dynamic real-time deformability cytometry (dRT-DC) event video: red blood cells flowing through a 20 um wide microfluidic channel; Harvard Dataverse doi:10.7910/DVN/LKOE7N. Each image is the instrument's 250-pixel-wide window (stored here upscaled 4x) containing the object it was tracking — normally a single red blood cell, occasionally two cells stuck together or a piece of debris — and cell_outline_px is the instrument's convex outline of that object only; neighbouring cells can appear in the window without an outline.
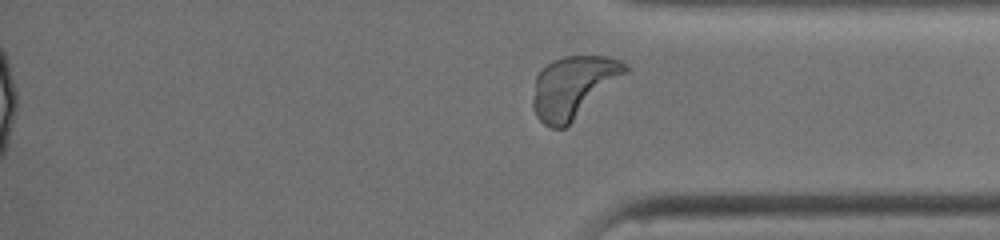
{"species": "common noctule bat (a hibernating species)", "species_latin": "Nyctalus noctula", "temperature_condition": "warm", "stored_images_in_passage": 47, "segment_of_instrument_passage": [2, 2], "camera_frame_rate_fps": 3000, "um_per_image_px": 0.085, "animal": {"sex": "female", "body_mass_g": 19.0, "forearm_length_mm": 51.5}, "frame": {"image": 1, "passage_image": 47, "time_ms": 12.667, "image_size_px": [1000, 240], "cell_outline_px": [[628, 72], [564, 128], [552, 128], [544, 124], [536, 116], [532, 108], [532, 100], [536, 76], [552, 60], [564, 56], [608, 56], [620, 60], [628, 64]], "centroid_in_image_um": [48.72, 7.37], "position_along_channel_um": 386.5, "area_um2": 32.95}}